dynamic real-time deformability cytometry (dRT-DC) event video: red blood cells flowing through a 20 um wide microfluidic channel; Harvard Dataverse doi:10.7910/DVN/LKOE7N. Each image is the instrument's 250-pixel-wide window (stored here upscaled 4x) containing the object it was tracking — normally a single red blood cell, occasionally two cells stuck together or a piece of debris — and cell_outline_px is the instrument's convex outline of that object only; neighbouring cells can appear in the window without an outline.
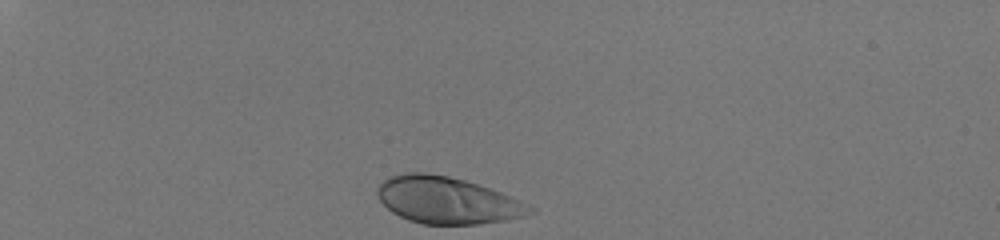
{"species": "human", "species_latin": "Homo sapiens", "temperature_condition": "room temperature", "stored_images_in_passage": 32, "camera_frame_rate_fps": 3000, "um_per_image_px": 0.085, "donor": {"sex": "male"}, "frame": {"image": 1, "passage_image": 1, "time_ms": 0.0, "image_size_px": [1000, 240], "cell_outline_px": [[536, 212], [524, 216], [508, 220], [480, 224], [424, 224], [408, 220], [392, 212], [376, 196], [376, 188], [388, 176], [408, 172], [428, 172], [448, 176], [464, 180], [512, 196], [536, 208]], "centroid_in_image_um": [38.02, 17.02], "position_along_channel_um": 47.0, "area_um2": 41.79}}
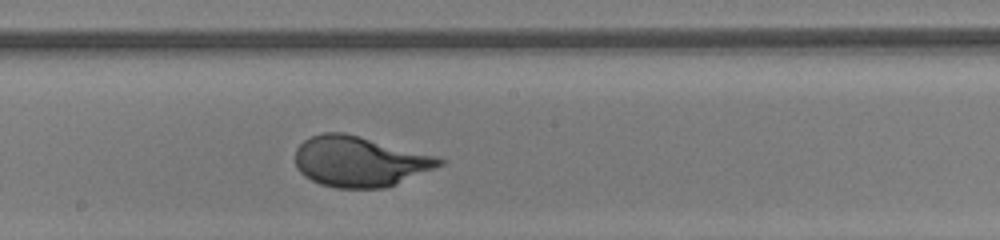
{"frame": {"image": 2, "passage_image": 19, "time_ms": 6.0, "image_size_px": [1000, 240], "cell_outline_px": [[444, 164], [436, 168], [396, 184], [384, 188], [336, 188], [320, 184], [304, 176], [296, 168], [296, 148], [304, 140], [312, 136], [324, 132], [344, 132], [436, 156], [444, 160]], "centroid_in_image_um": [30.55, 13.73], "position_along_channel_um": 217.6, "area_um2": 42.19}}
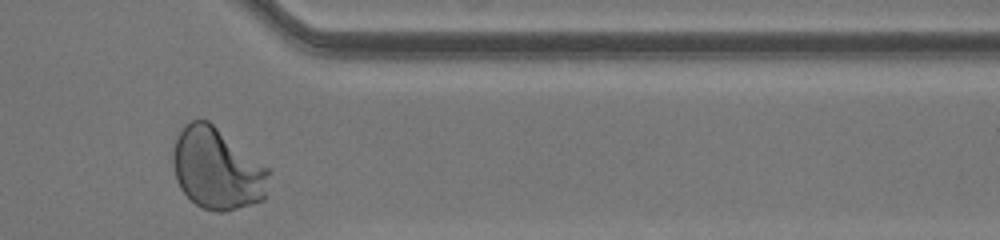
{"frame": {"image": 3, "passage_image": 32, "time_ms": 10.333, "image_size_px": [1000, 240], "cell_outline_px": [[268, 172], [264, 200], [224, 212], [216, 212], [200, 208], [180, 188], [176, 180], [172, 164], [172, 152], [180, 128], [184, 124], [192, 120], [208, 120], [268, 168]], "centroid_in_image_um": [18.4, 14.35], "position_along_channel_um": 393.0, "area_um2": 45.26}, "authors_computed_cell_mechanics": {"area_um2": 41.6449, "velocity_mm_per_s": 4.0707, "shape_relaxation_time_tau1_ms": 3.0588, "shape_relaxation_time_tau2_ms": null, "deformation_change_tau1": 0.2051, "deformation_change_tau2": null}}